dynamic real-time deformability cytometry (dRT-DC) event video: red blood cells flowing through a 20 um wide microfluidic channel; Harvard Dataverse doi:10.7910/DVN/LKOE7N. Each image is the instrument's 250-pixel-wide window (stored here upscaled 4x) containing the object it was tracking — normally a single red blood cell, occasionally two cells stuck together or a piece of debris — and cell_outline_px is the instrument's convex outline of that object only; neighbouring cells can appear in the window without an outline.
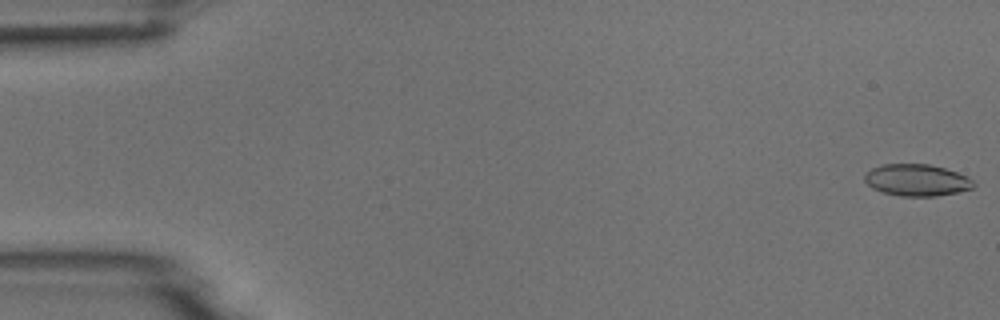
{"species": "common noctule bat (a hibernating species)", "species_latin": "Nyctalus noctula", "temperature_condition": "room temperature", "stored_images_in_passage": 6, "camera_frame_rate_fps": 3000, "um_per_image_px": 0.085, "animal": {"sex": "male", "body_mass_g": 18.8}, "frame": {"image": 1, "passage_image": 1, "time_ms": 0.0, "image_size_px": [1000, 320], "cell_outline_px": [[976, 184], [972, 188], [956, 192], [936, 196], [900, 196], [884, 192], [872, 188], [864, 180], [864, 176], [872, 168], [884, 164], [928, 164], [944, 168], [968, 176]], "centroid_in_image_um": [77.93, 15.31], "position_along_channel_um": 7.1, "area_um2": 20.0}}
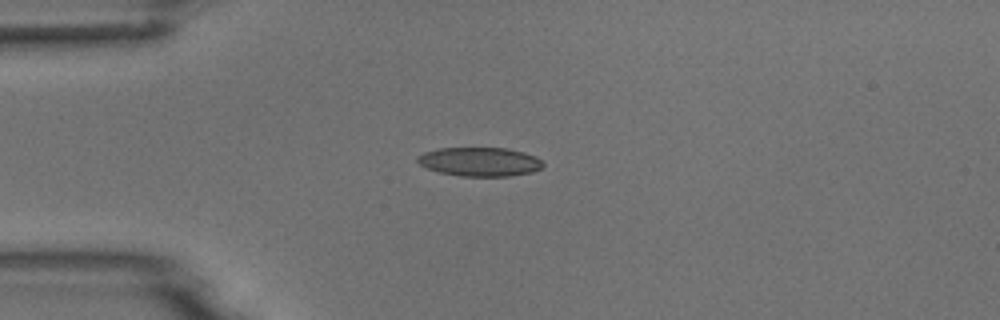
{"frame": {"image": 2, "passage_image": 4, "time_ms": 4.333, "image_size_px": [1000, 320], "cell_outline_px": [[544, 168], [532, 172], [508, 176], [460, 176], [440, 172], [428, 168], [420, 164], [416, 160], [416, 156], [424, 152], [440, 148], [508, 148], [524, 152], [536, 156], [544, 164]], "centroid_in_image_um": [40.8, 13.74], "position_along_channel_um": 44.2, "area_um2": 21.21}}
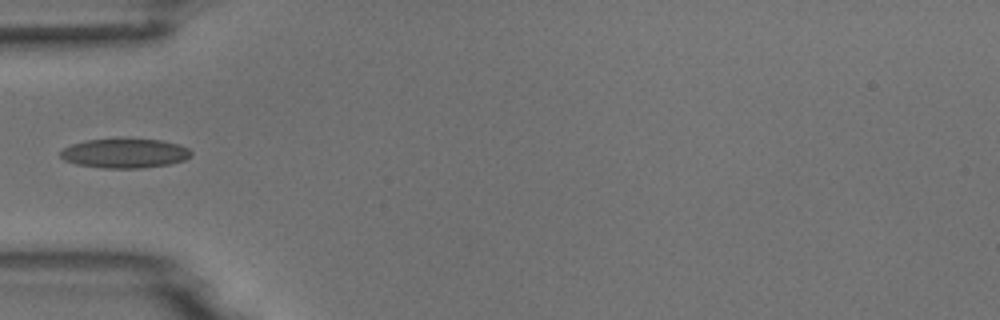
{"frame": {"image": 3, "passage_image": 5, "time_ms": 5.667, "image_size_px": [1000, 320], "cell_outline_px": [[192, 156], [184, 160], [168, 164], [144, 168], [100, 168], [76, 164], [64, 160], [60, 156], [60, 152], [64, 148], [72, 144], [84, 140], [120, 136], [160, 140], [180, 144], [188, 148], [192, 152]], "centroid_in_image_um": [10.6, 12.99], "position_along_channel_um": 74.4, "area_um2": 23.29}}